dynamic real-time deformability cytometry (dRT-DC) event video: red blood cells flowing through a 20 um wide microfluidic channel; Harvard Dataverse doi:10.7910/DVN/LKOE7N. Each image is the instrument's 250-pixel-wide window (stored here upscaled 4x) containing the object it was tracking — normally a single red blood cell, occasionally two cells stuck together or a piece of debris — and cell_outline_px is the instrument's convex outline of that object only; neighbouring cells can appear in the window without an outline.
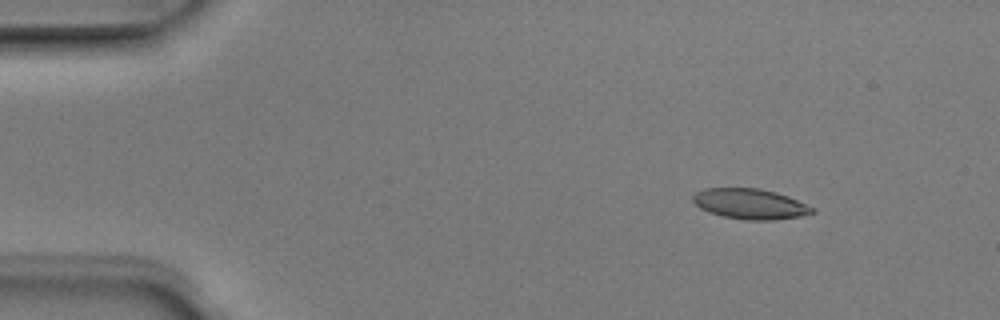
{"species": "Egyptian fruit bat (a non-hibernating species)", "species_latin": "Rousettus aegyptiacus", "temperature_condition": "room temperature", "stored_images_in_passage": 7, "camera_frame_rate_fps": 3000, "um_per_image_px": 0.085, "animal": {"sex": "male"}, "frame": {"image": 1, "passage_image": 2, "time_ms": 0.333, "image_size_px": [1000, 320], "cell_outline_px": [[816, 212], [800, 216], [772, 220], [744, 220], [720, 216], [708, 212], [700, 208], [692, 200], [692, 196], [696, 192], [704, 188], [760, 188], [776, 192], [788, 196], [816, 208]], "centroid_in_image_um": [63.76, 17.33], "position_along_channel_um": 21.2, "area_um2": 21.33}}
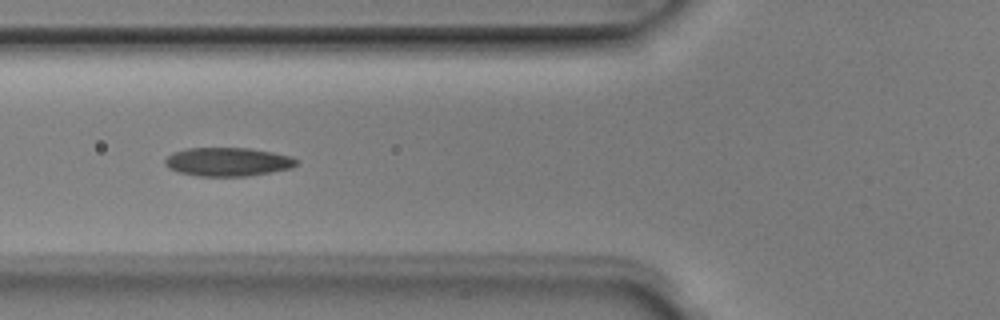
{"frame": {"image": 2, "passage_image": 5, "time_ms": 1.333, "image_size_px": [1000, 320], "cell_outline_px": [[300, 164], [292, 168], [272, 172], [248, 176], [200, 176], [180, 172], [168, 168], [164, 164], [164, 160], [172, 152], [188, 148], [248, 148], [272, 152], [292, 156], [300, 160]], "centroid_in_image_um": [19.41, 13.75], "position_along_channel_um": 106.4, "area_um2": 22.14}}
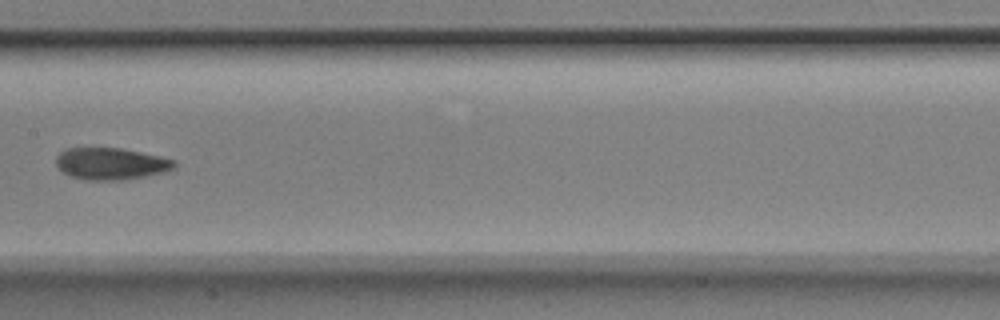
{"frame": {"image": 3, "passage_image": 7, "time_ms": 2.0, "image_size_px": [1000, 320], "cell_outline_px": [[176, 168], [164, 172], [124, 180], [84, 180], [68, 176], [56, 164], [56, 156], [60, 152], [68, 148], [120, 148], [160, 156], [176, 160]], "centroid_in_image_um": [9.44, 13.92], "position_along_channel_um": 198.0, "area_um2": 22.02}}